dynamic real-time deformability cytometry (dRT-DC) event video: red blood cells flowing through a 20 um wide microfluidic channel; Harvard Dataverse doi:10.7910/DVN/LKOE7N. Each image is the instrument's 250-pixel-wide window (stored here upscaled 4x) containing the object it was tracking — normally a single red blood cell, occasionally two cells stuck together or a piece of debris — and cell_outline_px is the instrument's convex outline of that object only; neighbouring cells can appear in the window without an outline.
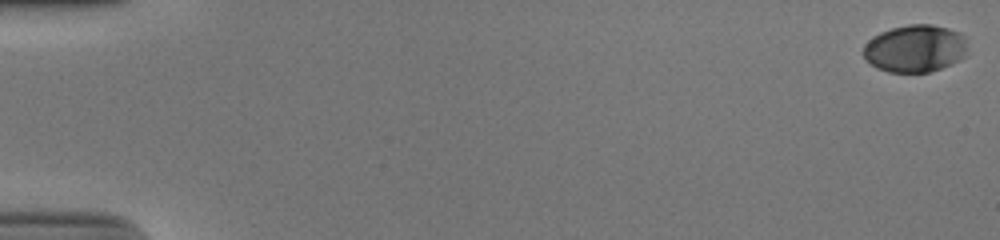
{"species": "human", "species_latin": "Homo sapiens", "temperature_condition": "cold", "stored_images_in_passage": 14, "camera_frame_rate_fps": 3000, "um_per_image_px": 0.085, "donor": {"sex": "male"}, "frame": {"image": 1, "passage_image": 1, "time_ms": 0.0, "image_size_px": [1000, 240], "cell_outline_px": [[968, 44], [964, 56], [960, 60], [952, 64], [928, 72], [888, 72], [876, 68], [864, 56], [864, 44], [872, 36], [880, 32], [892, 28], [908, 24], [932, 24], [948, 28], [960, 32], [964, 36]], "centroid_in_image_um": [77.8, 4.11], "position_along_channel_um": 7.2, "area_um2": 28.96}}